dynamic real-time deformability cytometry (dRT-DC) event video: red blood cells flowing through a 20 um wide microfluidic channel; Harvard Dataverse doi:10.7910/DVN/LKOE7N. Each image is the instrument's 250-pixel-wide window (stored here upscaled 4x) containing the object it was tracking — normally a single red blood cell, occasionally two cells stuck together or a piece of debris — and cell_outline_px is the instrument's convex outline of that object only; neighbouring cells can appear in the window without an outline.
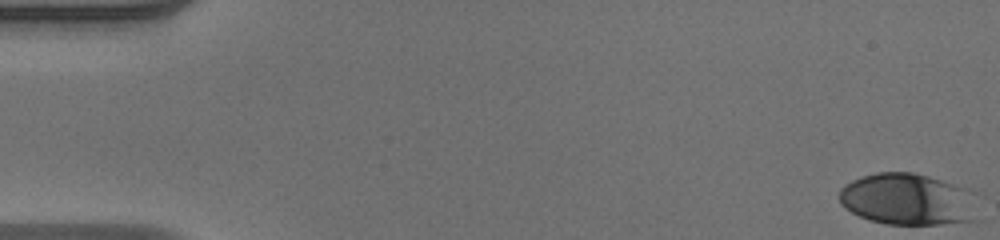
{"species": "human", "species_latin": "Homo sapiens", "temperature_condition": "warm", "stored_images_in_passage": 50, "camera_frame_rate_fps": 3000, "um_per_image_px": 0.085, "donor": {"sex": "male"}, "frame": {"image": 1, "passage_image": 1, "time_ms": 0.0, "image_size_px": [1000, 240], "cell_outline_px": [[980, 220], [940, 224], [888, 224], [868, 220], [844, 208], [840, 204], [840, 188], [844, 184], [860, 176], [876, 172], [912, 172], [928, 176], [968, 188]], "centroid_in_image_um": [77.15, 16.94], "position_along_channel_um": 7.9, "area_um2": 42.02}}
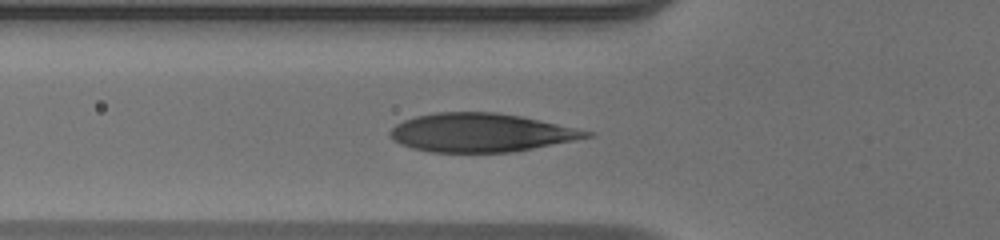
{"frame": {"image": 2, "passage_image": 18, "time_ms": 5.667, "image_size_px": [1000, 240], "cell_outline_px": [[596, 136], [512, 152], [428, 152], [412, 148], [400, 144], [392, 140], [388, 136], [388, 132], [396, 124], [404, 120], [416, 116], [436, 112], [496, 112], [520, 116], [540, 120], [596, 132]], "centroid_in_image_um": [40.87, 11.27], "position_along_channel_um": 84.9, "area_um2": 44.33}}
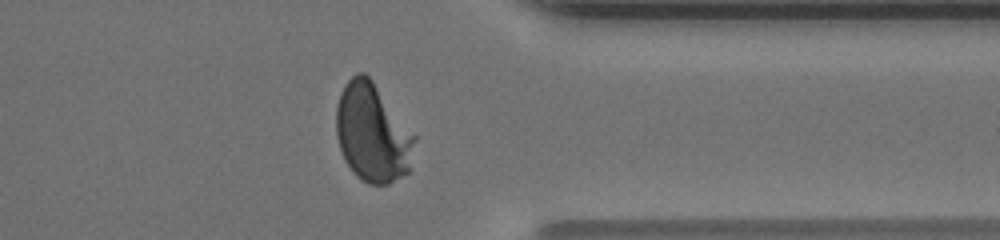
{"frame": {"image": 3, "passage_image": 40, "time_ms": 13.0, "image_size_px": [1000, 240], "cell_outline_px": [[416, 140], [408, 172], [388, 184], [368, 184], [360, 180], [352, 172], [344, 160], [336, 136], [336, 108], [340, 92], [344, 84], [356, 72], [364, 72], [372, 80], [416, 136]], "centroid_in_image_um": [31.63, 11.3], "position_along_channel_um": 379.8, "area_um2": 45.08}, "authors_computed_cell_mechanics": {"area_um2": 43.2055, "velocity_mm_per_s": 4.109, "shape_relaxation_time_tau1_ms": 3.256, "shape_relaxation_time_tau2_ms": null, "deformation_change_tau1": 0.2125, "deformation_change_tau2": null}}